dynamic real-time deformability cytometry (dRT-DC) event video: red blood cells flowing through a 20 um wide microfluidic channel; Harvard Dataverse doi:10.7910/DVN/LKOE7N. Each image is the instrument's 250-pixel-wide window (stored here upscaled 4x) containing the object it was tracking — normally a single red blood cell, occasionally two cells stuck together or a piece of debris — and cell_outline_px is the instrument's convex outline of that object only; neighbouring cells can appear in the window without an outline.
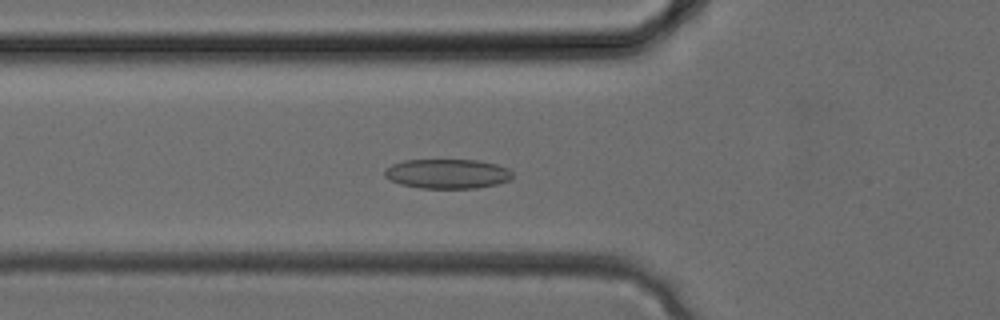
{"species": "common noctule bat (a hibernating species)", "species_latin": "Nyctalus noctula", "temperature_condition": "cold", "stored_images_in_passage": 29, "camera_frame_rate_fps": 3000, "um_per_image_px": 0.085, "animal": {"sex": "female", "body_mass_g": 24.6, "forearm_length_mm": 56.2}, "frame": {"image": 1, "passage_image": 8, "time_ms": 2.333, "image_size_px": [1000, 320], "cell_outline_px": [[512, 176], [508, 180], [496, 184], [476, 188], [420, 188], [400, 184], [384, 176], [384, 168], [392, 164], [404, 160], [480, 160], [496, 164], [508, 168], [512, 172]], "centroid_in_image_um": [38.0, 14.76], "position_along_channel_um": 87.8, "area_um2": 22.02}}
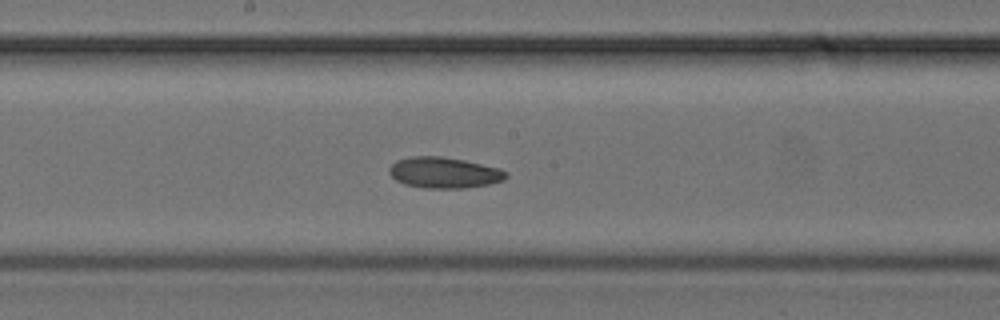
{"frame": {"image": 2, "passage_image": 14, "time_ms": 4.333, "image_size_px": [1000, 320], "cell_outline_px": [[508, 176], [504, 180], [488, 184], [464, 188], [424, 188], [404, 184], [396, 180], [388, 172], [388, 168], [396, 160], [412, 156], [440, 156], [464, 160], [496, 168], [508, 172]], "centroid_in_image_um": [37.71, 14.68], "position_along_channel_um": 210.5, "area_um2": 20.98}}
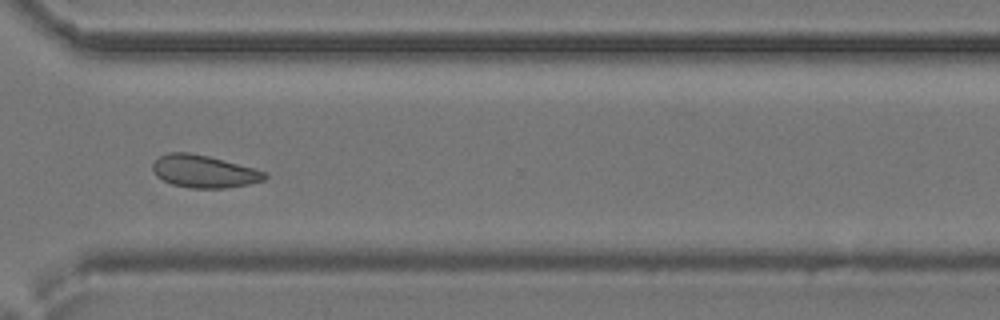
{"frame": {"image": 3, "passage_image": 21, "time_ms": 6.667, "image_size_px": [1000, 320], "cell_outline_px": [[268, 176], [264, 180], [248, 184], [224, 188], [188, 188], [172, 184], [156, 176], [152, 168], [152, 164], [160, 156], [168, 152], [188, 152], [208, 156], [252, 168], [264, 172]], "centroid_in_image_um": [17.29, 14.57], "position_along_channel_um": 353.3, "area_um2": 20.98}}